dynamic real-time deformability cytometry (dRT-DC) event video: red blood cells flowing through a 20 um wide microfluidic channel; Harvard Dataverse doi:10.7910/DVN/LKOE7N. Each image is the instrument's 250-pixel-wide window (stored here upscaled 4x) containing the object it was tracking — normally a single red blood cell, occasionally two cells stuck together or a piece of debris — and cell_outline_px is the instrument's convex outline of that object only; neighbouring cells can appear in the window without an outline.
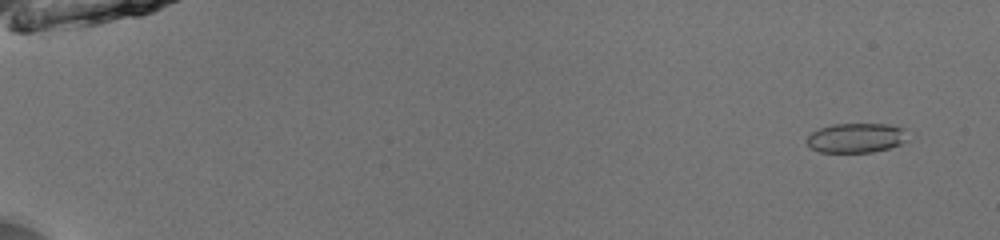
{"species": "common noctule bat (a hibernating species)", "species_latin": "Nyctalus noctula", "temperature_condition": "room temperature", "stored_images_in_passage": 53, "camera_frame_rate_fps": 3000, "um_per_image_px": 0.085, "animal": {"sex": "male", "body_mass_g": 13.0, "forearm_length_mm": 53.1}, "frame": {"image": 1, "passage_image": 4, "time_ms": 1.0, "image_size_px": [1000, 240], "cell_outline_px": [[912, 140], [888, 148], [872, 152], [820, 152], [812, 148], [808, 144], [808, 136], [812, 132], [820, 128], [832, 124], [888, 124], [904, 128]], "centroid_in_image_um": [72.85, 11.71], "position_along_channel_um": 12.1, "area_um2": 17.51}}
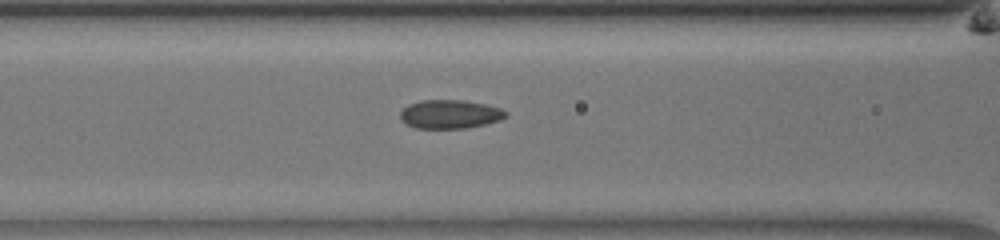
{"frame": {"image": 2, "passage_image": 25, "time_ms": 8.0, "image_size_px": [1000, 240], "cell_outline_px": [[508, 116], [500, 120], [484, 124], [464, 128], [416, 128], [400, 120], [400, 112], [408, 104], [420, 100], [464, 100], [484, 104], [500, 108], [508, 112]], "centroid_in_image_um": [38.24, 9.7], "position_along_channel_um": 128.4, "area_um2": 17.63}}
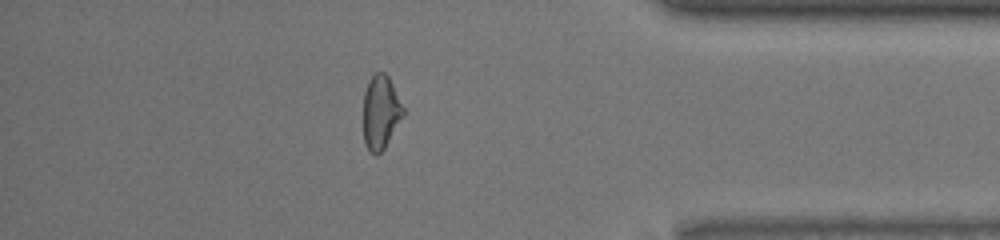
{"frame": {"image": 3, "passage_image": 47, "time_ms": 15.333, "image_size_px": [1000, 240], "cell_outline_px": [[404, 116], [384, 148], [376, 156], [364, 144], [364, 92], [368, 80], [376, 72], [384, 72], [388, 76], [404, 108]], "centroid_in_image_um": [32.36, 9.53], "position_along_channel_um": 402.8, "area_um2": 17.05}, "authors_computed_cell_mechanics": {"area_um2": 17.8602, "velocity_mm_per_s": 4.0122, "shape_relaxation_time_tau1_ms": null, "shape_relaxation_time_tau2_ms": 2.1643, "deformation_change_tau1": null, "deformation_change_tau2": 0.0407}}